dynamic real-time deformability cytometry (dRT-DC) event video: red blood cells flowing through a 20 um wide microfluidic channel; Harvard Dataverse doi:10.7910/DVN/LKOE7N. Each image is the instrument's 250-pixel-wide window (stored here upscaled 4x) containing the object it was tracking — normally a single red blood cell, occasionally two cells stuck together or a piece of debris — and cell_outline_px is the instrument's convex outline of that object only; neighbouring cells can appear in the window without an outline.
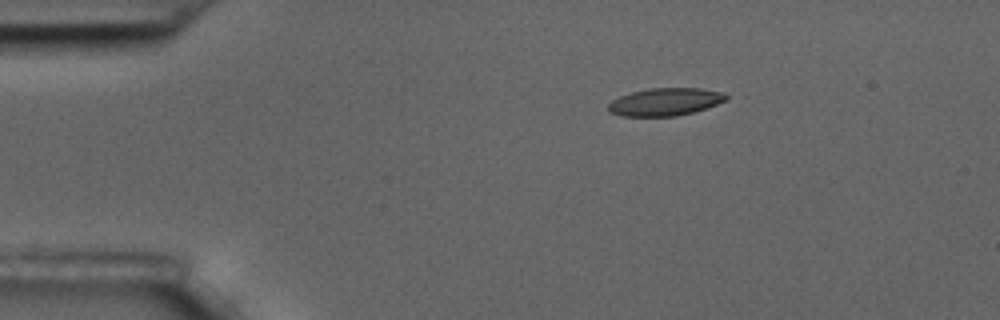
{"species": "common noctule bat (a hibernating species)", "species_latin": "Nyctalus noctula", "temperature_condition": "room temperature", "stored_images_in_passage": 3, "camera_frame_rate_fps": 3000, "um_per_image_px": 0.085, "animal": {"sex": "male", "body_mass_g": 17.5, "forearm_length_mm": 52.3}, "frame": {"image": 1, "passage_image": 1, "time_ms": 0.0, "image_size_px": [1000, 320], "cell_outline_px": [[732, 96], [728, 100], [692, 112], [676, 116], [620, 116], [608, 112], [608, 104], [612, 100], [620, 96], [632, 92], [648, 88], [700, 88], [724, 92]], "centroid_in_image_um": [56.56, 8.65], "position_along_channel_um": 28.4, "area_um2": 19.13}}